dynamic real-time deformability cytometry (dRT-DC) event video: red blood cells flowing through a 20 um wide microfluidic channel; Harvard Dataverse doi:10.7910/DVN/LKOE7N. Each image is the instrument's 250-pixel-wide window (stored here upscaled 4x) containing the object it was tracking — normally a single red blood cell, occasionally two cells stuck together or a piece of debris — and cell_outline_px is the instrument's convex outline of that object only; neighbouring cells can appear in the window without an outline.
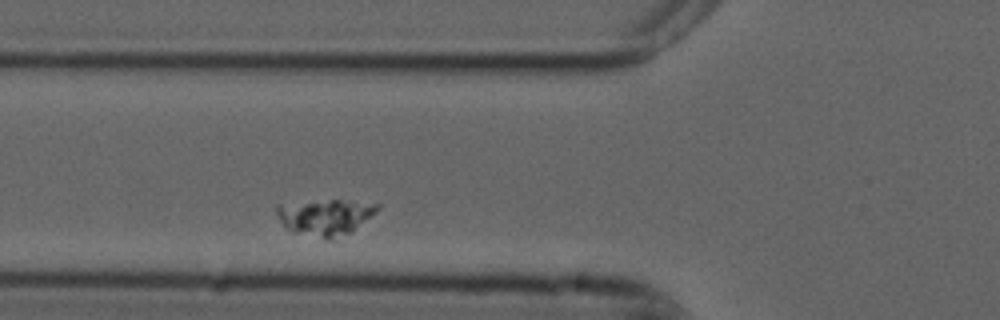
{"species": "common noctule bat (a hibernating species)", "species_latin": "Nyctalus noctula", "temperature_condition": "cold", "stored_images_in_passage": 38, "camera_frame_rate_fps": 3000, "um_per_image_px": 0.085, "animal": {"sex": "male", "forearm_length_mm": 52.5}, "frame": {"image": 1, "passage_image": 6, "time_ms": 1.667, "image_size_px": [1000, 320], "cell_outline_px": [[380, 208], [376, 212], [352, 232], [332, 240], [324, 240], [296, 232], [284, 228], [276, 212], [276, 204], [332, 200], [340, 200], [380, 204]], "centroid_in_image_um": [27.64, 18.47], "position_along_channel_um": 98.2, "area_um2": 21.27}}
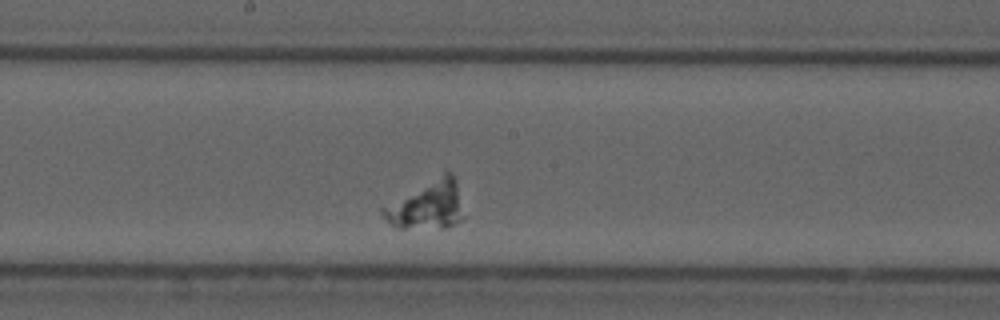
{"frame": {"image": 2, "passage_image": 16, "time_ms": 5.0, "image_size_px": [1000, 320], "cell_outline_px": [[464, 216], [460, 220], [444, 228], [396, 228], [380, 212], [380, 208], [444, 168], [448, 168], [456, 180]], "centroid_in_image_um": [36.31, 17.35], "position_along_channel_um": 211.9, "area_um2": 23.41}}
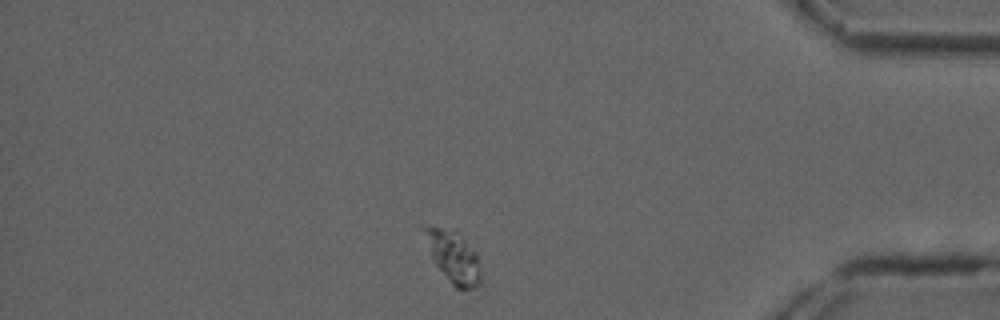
{"frame": {"image": 3, "passage_image": 35, "time_ms": 11.333, "image_size_px": [1000, 320], "cell_outline_px": [[484, 284], [480, 296], [476, 300], [472, 300], [456, 288], [452, 284], [432, 260], [416, 224], [420, 224], [456, 228], [476, 252], [484, 280]], "centroid_in_image_um": [38.61, 21.97], "position_along_channel_um": 396.6, "area_um2": 19.88}}